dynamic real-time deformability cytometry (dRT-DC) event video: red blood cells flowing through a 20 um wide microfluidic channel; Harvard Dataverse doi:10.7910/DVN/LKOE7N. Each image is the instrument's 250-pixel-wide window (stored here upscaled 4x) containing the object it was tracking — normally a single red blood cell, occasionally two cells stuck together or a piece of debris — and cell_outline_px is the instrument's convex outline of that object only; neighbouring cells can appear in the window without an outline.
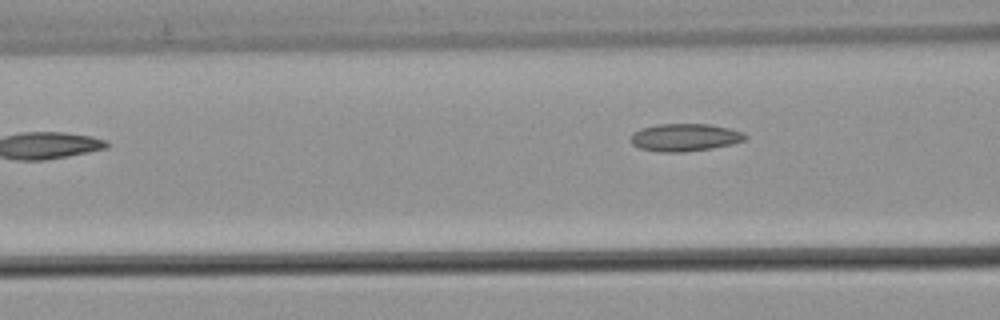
{"species": "common noctule bat (a hibernating species)", "species_latin": "Nyctalus noctula", "temperature_condition": "warm", "stored_images_in_passage": 5, "segment_of_instrument_passage": [2, 2], "camera_frame_rate_fps": 3000, "um_per_image_px": 0.085, "animal": {"sex": "male", "body_mass_g": 21.5, "forearm_length_mm": 52.0}, "frame": {"image": 1, "passage_image": 5, "time_ms": 1.333, "image_size_px": [1000, 320], "cell_outline_px": [[748, 136], [744, 140], [732, 144], [712, 148], [684, 152], [660, 152], [640, 148], [632, 144], [632, 132], [640, 128], [656, 124], [708, 124], [728, 128], [744, 132]], "centroid_in_image_um": [58.21, 11.67], "position_along_channel_um": 108.4, "area_um2": 18.44}}